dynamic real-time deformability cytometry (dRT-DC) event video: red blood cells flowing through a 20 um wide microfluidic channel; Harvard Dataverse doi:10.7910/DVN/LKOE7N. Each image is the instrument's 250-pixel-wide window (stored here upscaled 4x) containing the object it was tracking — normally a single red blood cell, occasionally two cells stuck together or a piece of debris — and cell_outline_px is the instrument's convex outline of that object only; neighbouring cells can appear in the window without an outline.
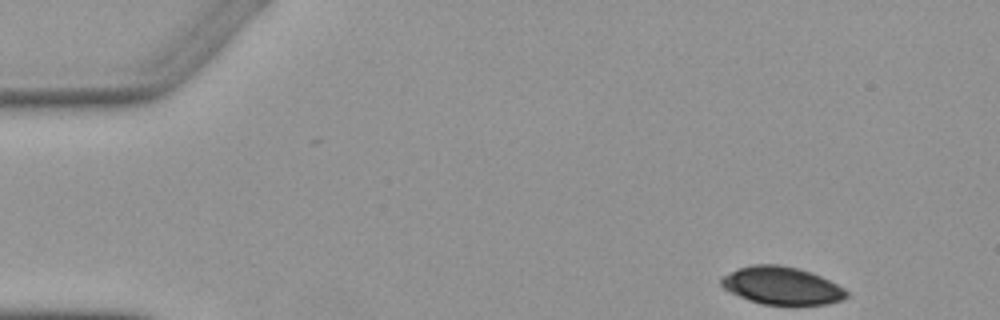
{"species": "Egyptian fruit bat (a non-hibernating species)", "species_latin": "Rousettus aegyptiacus", "temperature_condition": "warm", "stored_images_in_passage": 4, "camera_frame_rate_fps": 3000, "um_per_image_px": 0.085, "animal": {"sex": "female"}, "frame": {"image": 1, "passage_image": 1, "time_ms": 0.0, "image_size_px": [1000, 320], "cell_outline_px": [[848, 296], [844, 300], [828, 304], [760, 304], [748, 300], [728, 292], [720, 284], [720, 280], [724, 276], [736, 268], [752, 264], [780, 264], [800, 268], [812, 272], [844, 288], [848, 292]], "centroid_in_image_um": [66.43, 24.27], "position_along_channel_um": 18.6, "area_um2": 27.74}}
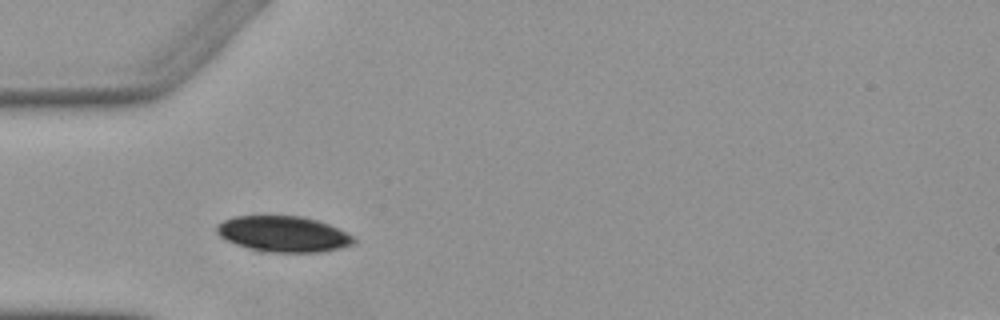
{"frame": {"image": 2, "passage_image": 4, "time_ms": 3.667, "image_size_px": [1000, 320], "cell_outline_px": [[356, 240], [352, 244], [340, 248], [320, 252], [256, 252], [236, 244], [220, 236], [216, 232], [216, 228], [224, 220], [232, 216], [304, 216], [328, 224], [356, 236]], "centroid_in_image_um": [24.09, 19.9], "position_along_channel_um": 60.9, "area_um2": 28.73}}